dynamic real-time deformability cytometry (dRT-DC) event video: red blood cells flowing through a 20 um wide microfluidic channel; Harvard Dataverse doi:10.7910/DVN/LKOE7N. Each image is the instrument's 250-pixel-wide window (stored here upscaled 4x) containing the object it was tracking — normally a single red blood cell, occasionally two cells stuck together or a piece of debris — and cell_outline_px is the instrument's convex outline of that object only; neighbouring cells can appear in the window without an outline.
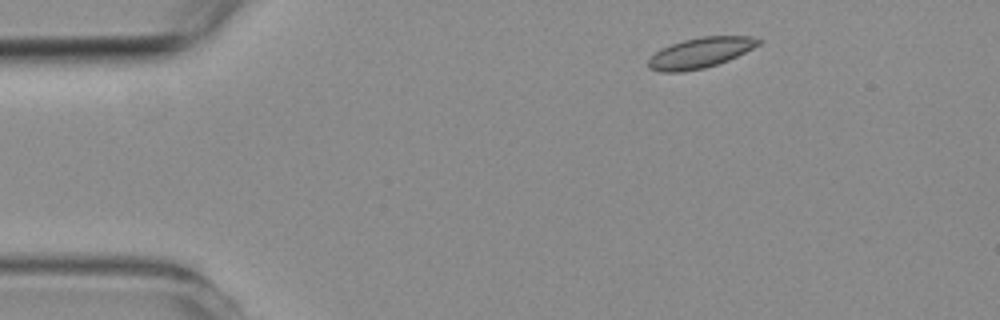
{"species": "common noctule bat (a hibernating species)", "species_latin": "Nyctalus noctula", "temperature_condition": "room temperature", "stored_images_in_passage": 3, "camera_frame_rate_fps": 3000, "um_per_image_px": 0.085, "animal": {"sex": "female", "body_mass_g": 19.3, "forearm_length_mm": 54.1}, "frame": {"image": 1, "passage_image": 1, "time_ms": 0.0, "image_size_px": [1000, 320], "cell_outline_px": [[764, 40], [760, 44], [728, 60], [704, 68], [684, 72], [660, 72], [648, 68], [648, 60], [656, 52], [672, 44], [684, 40], [700, 36], [752, 36]], "centroid_in_image_um": [59.54, 4.49], "position_along_channel_um": 25.5, "area_um2": 19.36}}